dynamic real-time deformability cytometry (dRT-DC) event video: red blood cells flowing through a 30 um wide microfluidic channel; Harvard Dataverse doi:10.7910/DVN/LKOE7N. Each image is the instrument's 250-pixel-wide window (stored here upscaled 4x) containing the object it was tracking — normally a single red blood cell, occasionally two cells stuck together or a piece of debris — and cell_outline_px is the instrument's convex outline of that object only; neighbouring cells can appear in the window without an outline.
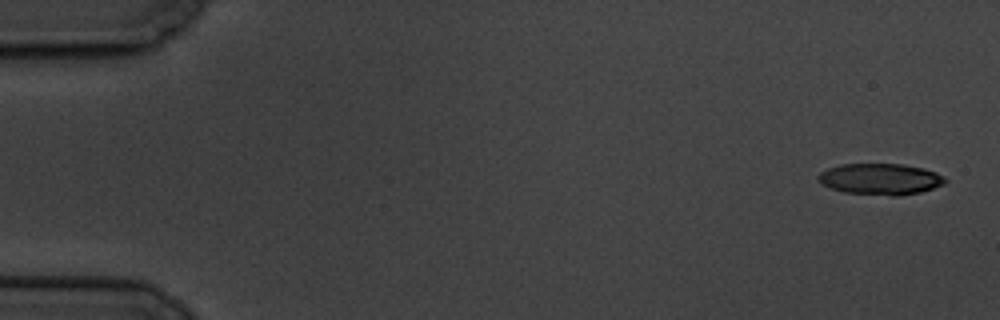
{"species": "common noctule bat (a hibernating species)", "species_latin": "Nyctalus noctula", "temperature_condition": "cold", "stored_images_in_passage": 5, "camera_frame_rate_fps": 3000, "um_per_image_px": 0.085, "animal": {"sex": "male", "body_mass_g": 19.5, "forearm_length_mm": 54.6}, "frame": {"image": 1, "passage_image": 1, "time_ms": 0.0, "image_size_px": [1000, 320], "cell_outline_px": [[948, 180], [944, 184], [920, 192], [896, 196], [892, 196], [844, 192], [820, 184], [816, 180], [816, 176], [820, 172], [828, 168], [840, 164], [904, 164], [936, 172], [944, 176]], "centroid_in_image_um": [74.8, 15.22], "position_along_channel_um": 10.2, "area_um2": 23.18}}
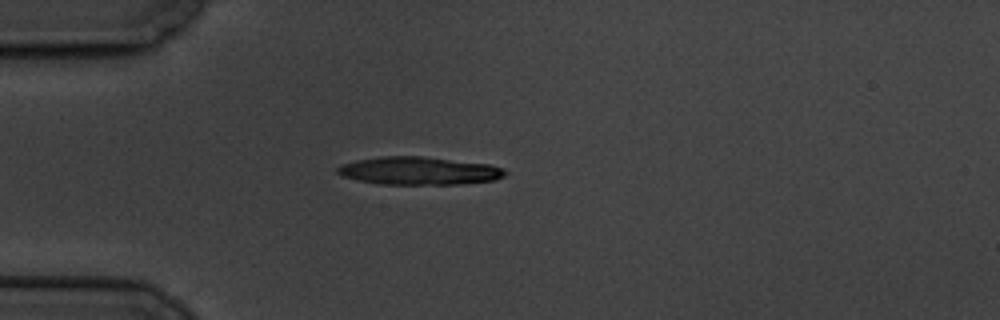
{"frame": {"image": 2, "passage_image": 5, "time_ms": 4.667, "image_size_px": [1000, 320], "cell_outline_px": [[508, 172], [504, 176], [496, 180], [460, 184], [380, 184], [340, 176], [336, 172], [336, 168], [340, 164], [356, 160], [380, 156], [420, 156], [488, 164], [504, 168]], "centroid_in_image_um": [35.59, 14.52], "position_along_channel_um": 49.4, "area_um2": 27.34}}